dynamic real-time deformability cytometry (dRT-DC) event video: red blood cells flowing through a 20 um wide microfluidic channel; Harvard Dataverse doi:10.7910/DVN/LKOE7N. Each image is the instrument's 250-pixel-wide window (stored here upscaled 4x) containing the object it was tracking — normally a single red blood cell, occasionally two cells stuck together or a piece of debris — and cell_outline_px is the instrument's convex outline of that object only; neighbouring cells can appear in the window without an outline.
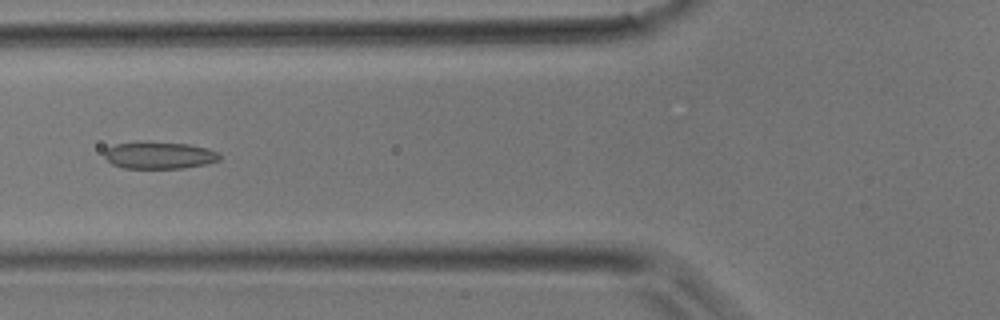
{"species": "common noctule bat (a hibernating species)", "species_latin": "Nyctalus noctula", "temperature_condition": "room temperature", "stored_images_in_passage": 35, "camera_frame_rate_fps": 3000, "um_per_image_px": 0.085, "animal": {"sex": "male", "body_mass_g": 17.9}, "frame": {"image": 1, "passage_image": 11, "time_ms": 3.333, "image_size_px": [1000, 320], "cell_outline_px": [[220, 160], [208, 164], [184, 168], [124, 168], [112, 164], [104, 156], [104, 152], [108, 148], [116, 144], [144, 140], [148, 140], [188, 144], [208, 148], [216, 152], [220, 156]], "centroid_in_image_um": [13.54, 13.18], "position_along_channel_um": 112.3, "area_um2": 18.5}}
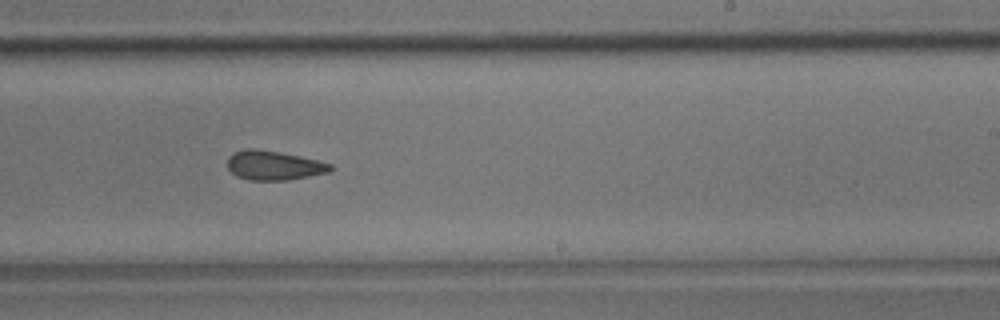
{"frame": {"image": 2, "passage_image": 20, "time_ms": 6.333, "image_size_px": [1000, 320], "cell_outline_px": [[332, 168], [328, 172], [288, 180], [248, 180], [236, 176], [228, 168], [228, 156], [232, 152], [244, 148], [256, 148], [300, 156], [332, 164]], "centroid_in_image_um": [23.22, 14.05], "position_along_channel_um": 265.8, "area_um2": 17.57}}
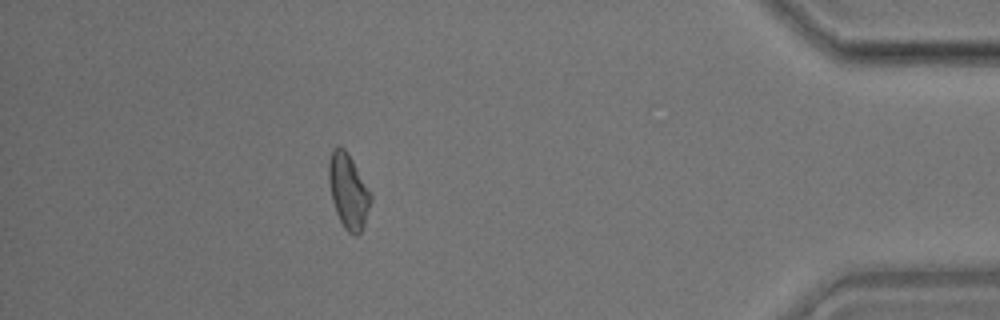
{"frame": {"image": 3, "passage_image": 31, "time_ms": 10.0, "image_size_px": [1000, 320], "cell_outline_px": [[372, 200], [364, 228], [356, 236], [348, 232], [344, 228], [336, 212], [332, 200], [328, 180], [328, 160], [332, 148], [344, 148], [348, 152], [372, 196]], "centroid_in_image_um": [29.6, 16.27], "position_along_channel_um": 405.6, "area_um2": 18.32}}